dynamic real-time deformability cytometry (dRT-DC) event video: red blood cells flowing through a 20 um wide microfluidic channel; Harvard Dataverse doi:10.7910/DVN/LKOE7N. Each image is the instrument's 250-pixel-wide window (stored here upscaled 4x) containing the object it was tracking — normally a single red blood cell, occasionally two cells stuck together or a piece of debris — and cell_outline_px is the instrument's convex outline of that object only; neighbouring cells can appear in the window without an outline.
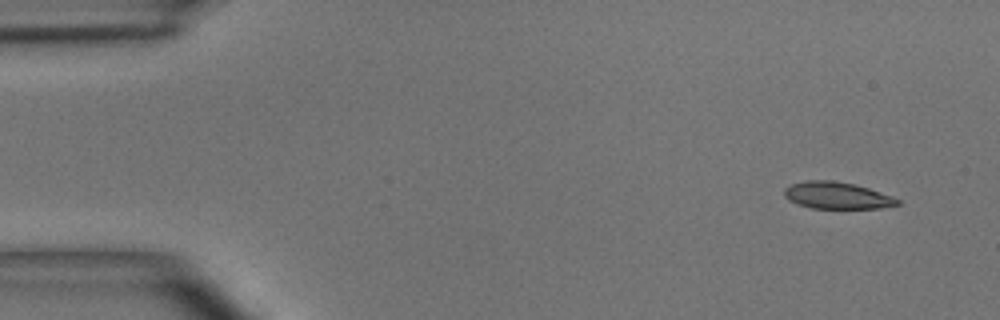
{"species": "common noctule bat (a hibernating species)", "species_latin": "Nyctalus noctula", "temperature_condition": "room temperature", "stored_images_in_passage": 5, "camera_frame_rate_fps": 3000, "um_per_image_px": 0.085, "animal": {"sex": "male", "body_mass_g": 15.6}, "frame": {"image": 1, "passage_image": 5, "time_ms": 4.667, "image_size_px": [1000, 320], "cell_outline_px": [[900, 204], [880, 208], [812, 208], [796, 204], [788, 200], [784, 196], [784, 188], [792, 184], [804, 180], [832, 180], [856, 184], [892, 196], [900, 200]], "centroid_in_image_um": [71.11, 16.61], "position_along_channel_um": 13.9, "area_um2": 17.8}}